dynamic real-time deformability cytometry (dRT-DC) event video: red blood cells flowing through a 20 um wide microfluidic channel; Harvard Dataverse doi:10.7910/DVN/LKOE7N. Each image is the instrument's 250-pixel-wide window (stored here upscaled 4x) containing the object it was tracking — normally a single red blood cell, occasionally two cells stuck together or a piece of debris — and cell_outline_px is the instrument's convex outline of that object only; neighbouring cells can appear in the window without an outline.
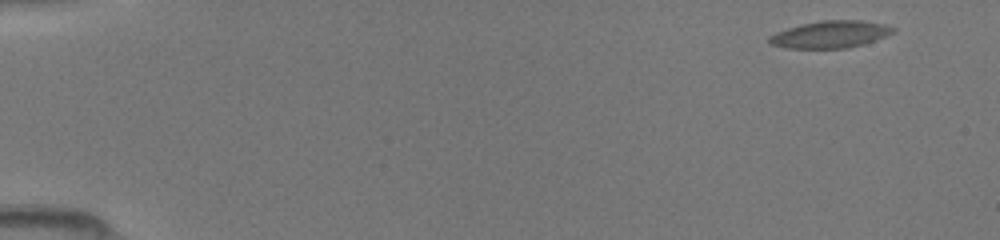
{"species": "common noctule bat (a hibernating species)", "species_latin": "Nyctalus noctula", "temperature_condition": "room temperature", "stored_images_in_passage": 48, "camera_frame_rate_fps": 3000, "um_per_image_px": 0.085, "animal": {"sex": "female", "body_mass_g": 19.5, "forearm_length_mm": 54.1}, "frame": {"image": 1, "passage_image": 2, "time_ms": 0.333, "image_size_px": [1000, 240], "cell_outline_px": [[896, 28], [892, 32], [884, 36], [848, 48], [788, 48], [768, 44], [768, 36], [776, 32], [800, 24], [820, 20], [860, 20], [884, 24]], "centroid_in_image_um": [70.5, 2.91], "position_along_channel_um": 14.5, "area_um2": 19.36}}
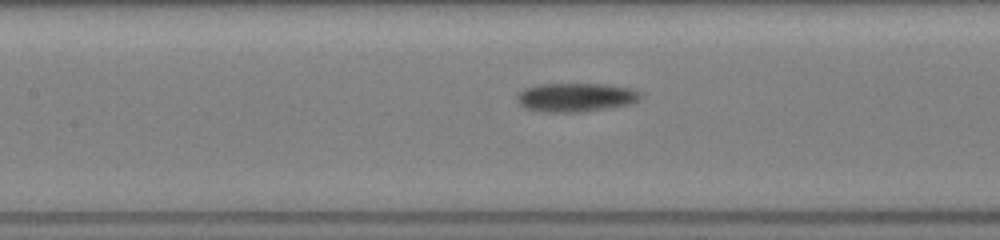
{"frame": {"image": 2, "passage_image": 22, "time_ms": 7.0, "image_size_px": [1000, 240], "cell_outline_px": [[640, 96], [632, 104], [584, 112], [540, 112], [524, 108], [516, 100], [516, 96], [524, 88], [540, 84], [604, 84], [632, 88], [640, 92]], "centroid_in_image_um": [48.91, 8.28], "position_along_channel_um": 158.5, "area_um2": 20.87}}
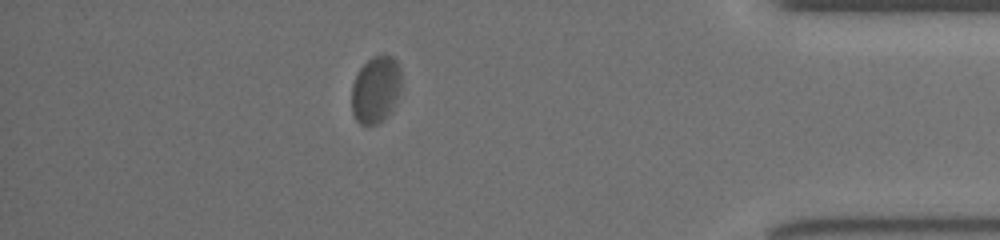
{"frame": {"image": 3, "passage_image": 42, "time_ms": 13.667, "image_size_px": [1000, 240], "cell_outline_px": [[400, 88], [384, 120], [376, 124], [360, 124], [356, 120], [352, 112], [352, 84], [360, 68], [372, 56], [392, 56], [396, 60], [400, 68]], "centroid_in_image_um": [31.9, 7.6], "position_along_channel_um": 403.3, "area_um2": 18.9}}